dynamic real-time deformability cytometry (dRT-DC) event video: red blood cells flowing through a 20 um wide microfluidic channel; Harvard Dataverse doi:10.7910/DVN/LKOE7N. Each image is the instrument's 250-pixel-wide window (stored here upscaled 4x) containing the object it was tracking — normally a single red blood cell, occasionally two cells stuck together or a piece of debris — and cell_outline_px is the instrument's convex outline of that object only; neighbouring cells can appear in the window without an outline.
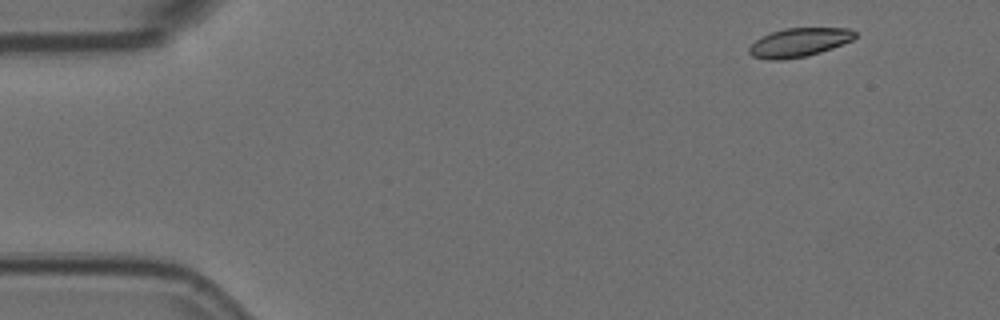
{"species": "Egyptian fruit bat (a non-hibernating species)", "species_latin": "Rousettus aegyptiacus", "temperature_condition": "room temperature", "stored_images_in_passage": 5, "camera_frame_rate_fps": 3000, "um_per_image_px": 0.085, "animal": {"sex": "female"}, "frame": {"image": 1, "passage_image": 1, "time_ms": 0.0, "image_size_px": [1000, 320], "cell_outline_px": [[856, 36], [852, 40], [832, 48], [820, 52], [804, 56], [784, 60], [768, 60], [752, 56], [748, 52], [748, 48], [756, 40], [772, 32], [784, 28], [848, 28], [856, 32]], "centroid_in_image_um": [67.91, 3.61], "position_along_channel_um": 17.1, "area_um2": 17.63}}